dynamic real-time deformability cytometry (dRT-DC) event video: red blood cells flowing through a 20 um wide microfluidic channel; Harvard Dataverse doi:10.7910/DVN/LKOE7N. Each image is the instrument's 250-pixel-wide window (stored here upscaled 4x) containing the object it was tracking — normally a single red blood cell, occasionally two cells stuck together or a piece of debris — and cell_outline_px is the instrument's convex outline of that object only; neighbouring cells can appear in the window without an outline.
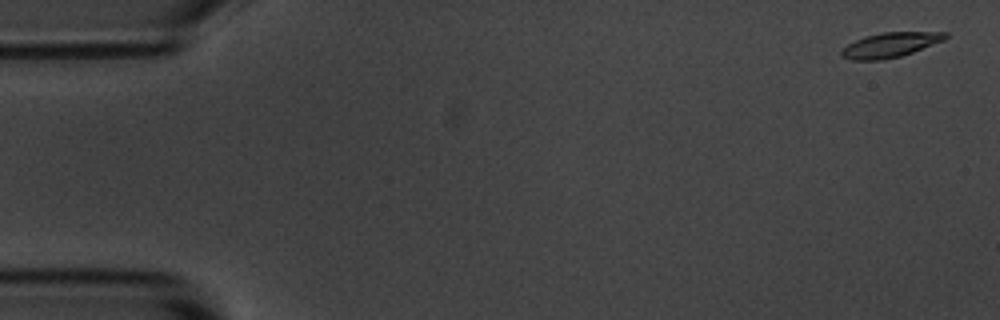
{"species": "common noctule bat (a hibernating species)", "species_latin": "Nyctalus noctula", "temperature_condition": "room temperature", "stored_images_in_passage": 5, "camera_frame_rate_fps": 3000, "um_per_image_px": 0.085, "animal": {"sex": "male", "body_mass_g": 20.1, "forearm_length_mm": 53.5}, "frame": {"image": 1, "passage_image": 1, "time_ms": 0.0, "image_size_px": [1000, 320], "cell_outline_px": [[948, 36], [944, 40], [912, 52], [900, 56], [880, 60], [852, 60], [840, 56], [840, 52], [848, 44], [864, 36], [884, 32], [948, 32]], "centroid_in_image_um": [75.65, 3.81], "position_along_channel_um": 9.3, "area_um2": 14.85}}
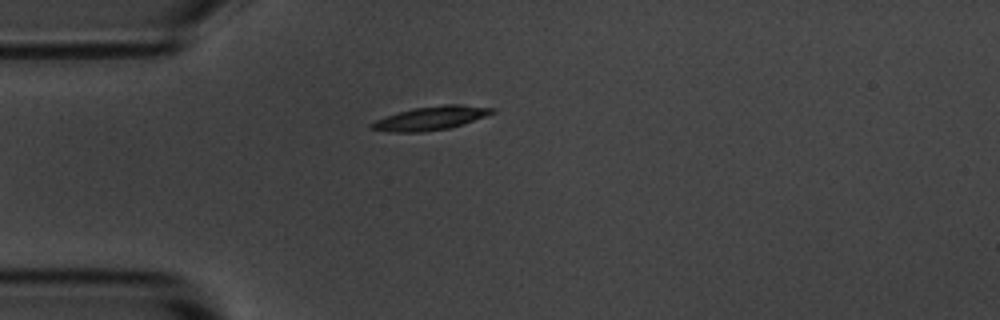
{"frame": {"image": 2, "passage_image": 5, "time_ms": 4.333, "image_size_px": [1000, 320], "cell_outline_px": [[496, 112], [448, 128], [424, 132], [392, 132], [368, 128], [368, 124], [376, 120], [412, 108], [444, 104], [456, 104], [496, 108]], "centroid_in_image_um": [36.58, 10.04], "position_along_channel_um": 48.4, "area_um2": 16.36}}